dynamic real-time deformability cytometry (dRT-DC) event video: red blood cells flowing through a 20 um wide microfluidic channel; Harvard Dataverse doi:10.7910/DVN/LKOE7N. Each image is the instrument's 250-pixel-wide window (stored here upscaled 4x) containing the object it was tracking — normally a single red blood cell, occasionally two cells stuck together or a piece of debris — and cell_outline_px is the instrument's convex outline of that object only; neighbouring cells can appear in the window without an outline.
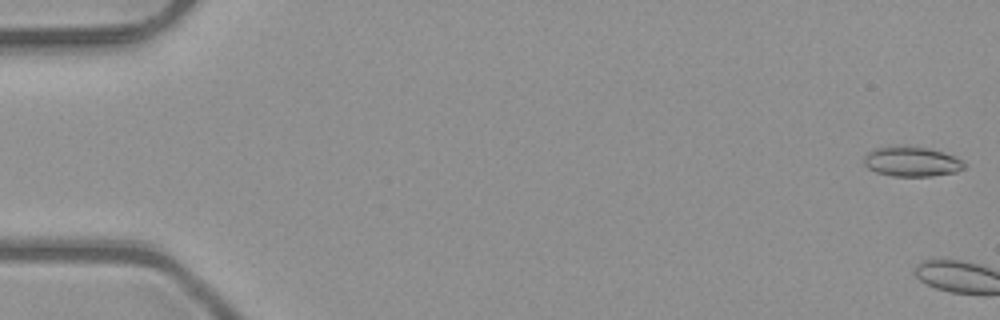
{"species": "common noctule bat (a hibernating species)", "species_latin": "Nyctalus noctula", "temperature_condition": "room temperature", "stored_images_in_passage": 6, "camera_frame_rate_fps": 3000, "um_per_image_px": 0.085, "animal": {"sex": "male", "body_mass_g": 23.1, "forearm_length_mm": 52.7}, "frame": {"image": 1, "passage_image": 1, "time_ms": 0.0, "image_size_px": [1000, 320], "cell_outline_px": [[964, 168], [956, 172], [932, 176], [892, 176], [876, 172], [868, 168], [864, 164], [864, 156], [872, 148], [904, 144], [928, 148], [944, 152], [956, 156], [964, 164]], "centroid_in_image_um": [77.46, 13.71], "position_along_channel_um": 7.5, "area_um2": 17.8}}